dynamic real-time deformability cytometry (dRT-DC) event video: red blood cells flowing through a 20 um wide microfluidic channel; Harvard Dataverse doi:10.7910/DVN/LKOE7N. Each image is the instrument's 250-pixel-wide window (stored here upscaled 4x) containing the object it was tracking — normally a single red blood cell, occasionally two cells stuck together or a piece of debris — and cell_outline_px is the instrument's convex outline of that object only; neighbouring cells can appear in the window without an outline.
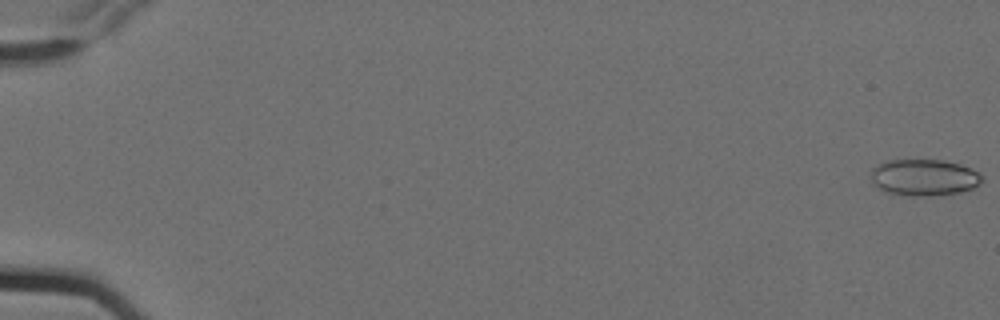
{"species": "Egyptian fruit bat (a non-hibernating species)", "species_latin": "Rousettus aegyptiacus", "temperature_condition": "cold", "stored_images_in_passage": 8, "camera_frame_rate_fps": 3000, "um_per_image_px": 0.085, "animal": {"sex": "female"}, "frame": {"image": 1, "passage_image": 1, "time_ms": 0.0, "image_size_px": [1000, 320], "cell_outline_px": [[984, 180], [980, 184], [972, 188], [960, 192], [932, 196], [900, 196], [876, 188], [872, 184], [872, 168], [876, 164], [888, 160], [944, 160], [960, 164], [972, 168], [980, 172], [984, 176]], "centroid_in_image_um": [78.56, 15.09], "position_along_channel_um": 6.4, "area_um2": 24.16}}
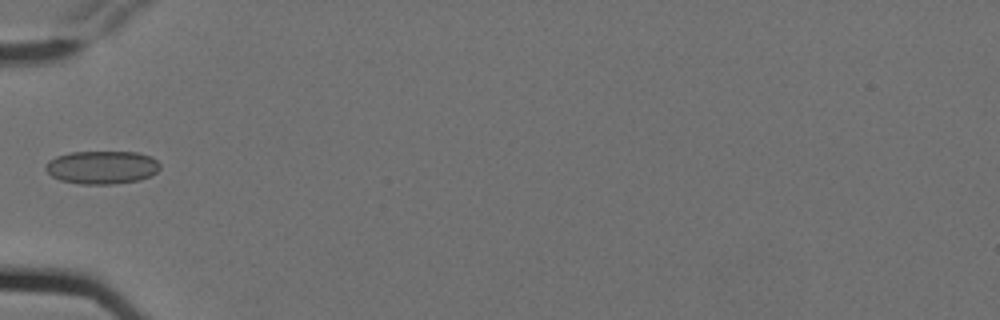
{"frame": {"image": 2, "passage_image": 7, "time_ms": 2.0, "image_size_px": [1000, 320], "cell_outline_px": [[160, 168], [152, 176], [140, 180], [112, 184], [80, 184], [60, 180], [52, 176], [44, 168], [44, 164], [48, 160], [56, 156], [72, 152], [136, 152], [152, 156], [160, 164]], "centroid_in_image_um": [8.67, 14.22], "position_along_channel_um": 76.3, "area_um2": 22.31}}
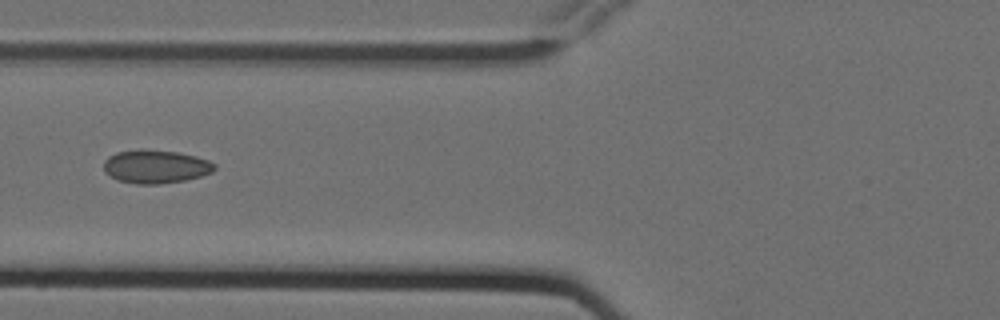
{"frame": {"image": 3, "passage_image": 8, "time_ms": 2.333, "image_size_px": [1000, 320], "cell_outline_px": [[216, 168], [212, 172], [200, 176], [184, 180], [156, 184], [136, 184], [116, 180], [104, 172], [104, 160], [108, 156], [116, 152], [140, 148], [144, 148], [176, 152], [196, 156], [208, 160], [216, 164]], "centroid_in_image_um": [13.19, 14.14], "position_along_channel_um": 112.6, "area_um2": 21.79}}